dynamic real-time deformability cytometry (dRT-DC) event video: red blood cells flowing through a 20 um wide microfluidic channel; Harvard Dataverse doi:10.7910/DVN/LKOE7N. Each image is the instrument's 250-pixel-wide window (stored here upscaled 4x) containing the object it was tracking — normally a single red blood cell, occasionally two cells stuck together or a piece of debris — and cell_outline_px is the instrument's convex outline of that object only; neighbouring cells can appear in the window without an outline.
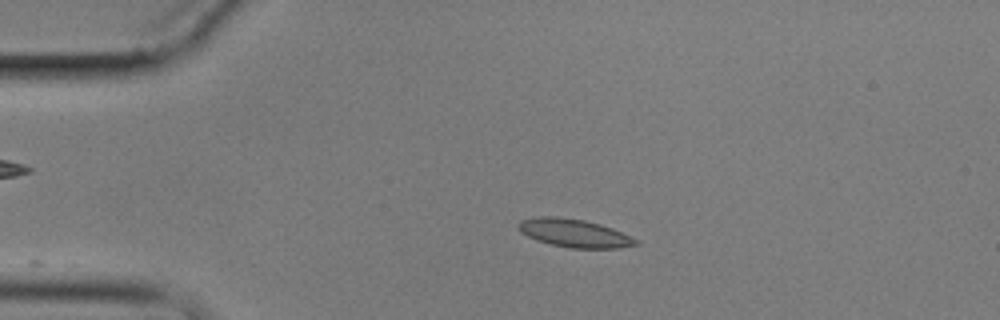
{"species": "common noctule bat (a hibernating species)", "species_latin": "Nyctalus noctula", "temperature_condition": "cold", "stored_images_in_passage": 4, "camera_frame_rate_fps": 3000, "um_per_image_px": 0.085, "animal": {"sex": "male", "body_mass_g": 17.9}, "frame": {"image": 1, "passage_image": 3, "time_ms": 2.333, "image_size_px": [1000, 320], "cell_outline_px": [[640, 244], [620, 248], [568, 248], [536, 240], [520, 232], [516, 224], [520, 220], [536, 216], [552, 216], [584, 220], [600, 224], [612, 228], [640, 240]], "centroid_in_image_um": [48.81, 19.81], "position_along_channel_um": 36.2, "area_um2": 19.42}}